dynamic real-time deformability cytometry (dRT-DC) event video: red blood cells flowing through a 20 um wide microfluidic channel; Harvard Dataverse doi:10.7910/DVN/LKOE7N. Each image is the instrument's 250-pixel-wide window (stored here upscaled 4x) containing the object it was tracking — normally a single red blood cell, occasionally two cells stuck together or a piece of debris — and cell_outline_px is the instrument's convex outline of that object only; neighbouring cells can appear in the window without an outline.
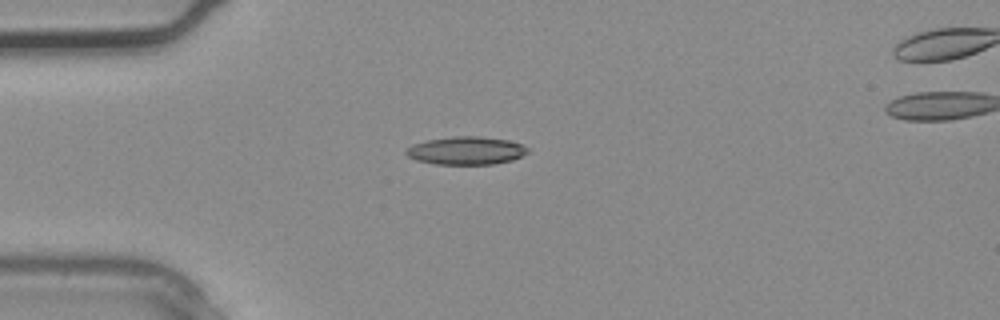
{"species": "common noctule bat (a hibernating species)", "species_latin": "Nyctalus noctula", "temperature_condition": "warm", "stored_images_in_passage": 2, "camera_frame_rate_fps": 3000, "um_per_image_px": 0.085, "animal": {"sex": "male", "body_mass_g": 20.4}, "frame": {"image": 1, "passage_image": 1, "time_ms": 0.0, "image_size_px": [1000, 320], "cell_outline_px": [[528, 152], [512, 160], [492, 164], [432, 164], [416, 160], [408, 156], [404, 152], [412, 144], [428, 140], [452, 136], [480, 136], [508, 140], [520, 144], [528, 148]], "centroid_in_image_um": [39.59, 12.8], "position_along_channel_um": 45.4, "area_um2": 19.77}}